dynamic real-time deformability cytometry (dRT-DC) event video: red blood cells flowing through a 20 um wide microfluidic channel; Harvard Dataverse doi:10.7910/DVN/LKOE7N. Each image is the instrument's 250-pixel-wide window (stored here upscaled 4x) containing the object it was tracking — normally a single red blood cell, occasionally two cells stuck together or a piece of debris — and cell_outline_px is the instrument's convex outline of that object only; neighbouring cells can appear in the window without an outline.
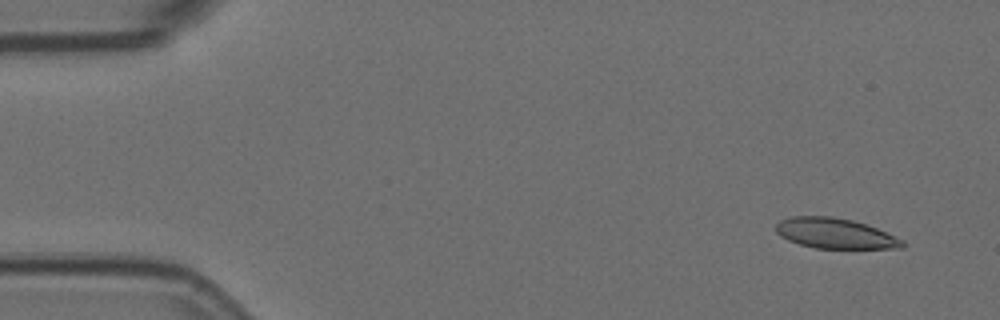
{"species": "Egyptian fruit bat (a non-hibernating species)", "species_latin": "Rousettus aegyptiacus", "temperature_condition": "room temperature", "stored_images_in_passage": 5, "camera_frame_rate_fps": 3000, "um_per_image_px": 0.085, "animal": {"sex": "female"}, "frame": {"image": 1, "passage_image": 1, "time_ms": 0.0, "image_size_px": [1000, 320], "cell_outline_px": [[904, 248], [816, 248], [800, 244], [788, 240], [780, 236], [776, 232], [776, 224], [780, 220], [792, 216], [832, 216], [852, 220], [876, 228], [904, 240]], "centroid_in_image_um": [70.96, 19.83], "position_along_channel_um": 14.0, "area_um2": 22.2}}
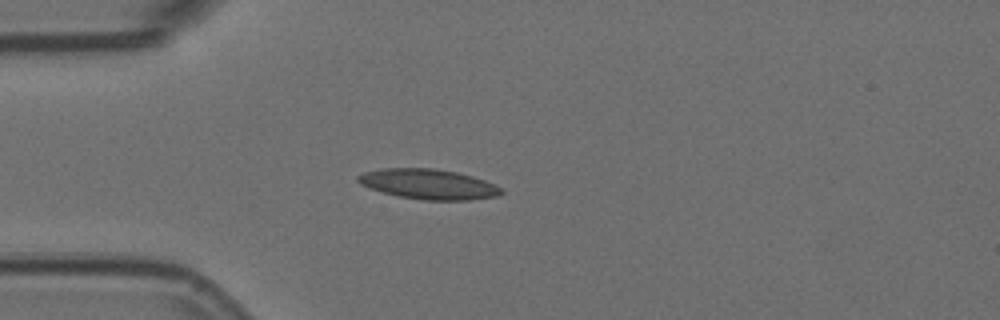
{"frame": {"image": 2, "passage_image": 4, "time_ms": 1.0, "image_size_px": [1000, 320], "cell_outline_px": [[504, 192], [496, 196], [468, 200], [424, 200], [400, 196], [368, 188], [360, 184], [356, 180], [356, 176], [364, 172], [384, 168], [432, 168], [456, 172], [472, 176], [484, 180], [504, 188]], "centroid_in_image_um": [36.42, 15.65], "position_along_channel_um": 48.6, "area_um2": 25.09}}